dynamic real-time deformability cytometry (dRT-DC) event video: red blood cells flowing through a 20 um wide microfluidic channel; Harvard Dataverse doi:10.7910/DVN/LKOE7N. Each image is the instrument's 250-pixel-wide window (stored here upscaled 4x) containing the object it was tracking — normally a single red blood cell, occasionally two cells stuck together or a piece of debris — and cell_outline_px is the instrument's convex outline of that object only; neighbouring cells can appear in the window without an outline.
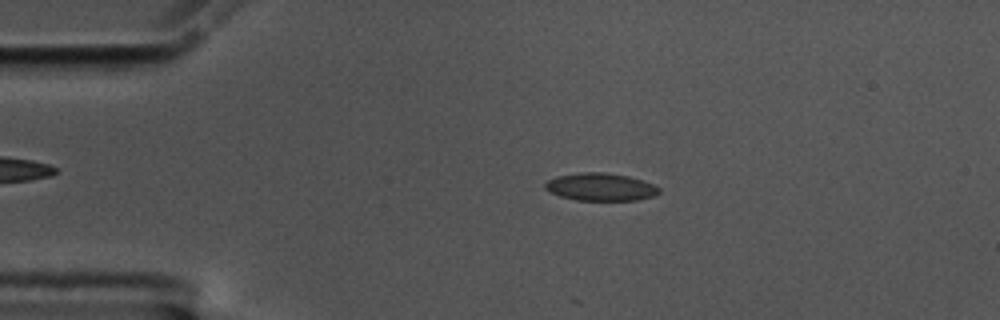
{"species": "common noctule bat (a hibernating species)", "species_latin": "Nyctalus noctula", "temperature_condition": "cold", "stored_images_in_passage": 26, "camera_frame_rate_fps": 3000, "um_per_image_px": 0.085, "animal": {"sex": "male", "body_mass_g": 17.5, "forearm_length_mm": 52.3}, "frame": {"image": 1, "passage_image": 5, "time_ms": 1.333, "image_size_px": [1000, 320], "cell_outline_px": [[660, 192], [652, 196], [636, 200], [576, 200], [560, 196], [544, 188], [544, 184], [548, 180], [556, 176], [580, 172], [604, 172], [628, 176], [644, 180], [660, 188]], "centroid_in_image_um": [51.04, 15.88], "position_along_channel_um": 34.0, "area_um2": 18.32}}